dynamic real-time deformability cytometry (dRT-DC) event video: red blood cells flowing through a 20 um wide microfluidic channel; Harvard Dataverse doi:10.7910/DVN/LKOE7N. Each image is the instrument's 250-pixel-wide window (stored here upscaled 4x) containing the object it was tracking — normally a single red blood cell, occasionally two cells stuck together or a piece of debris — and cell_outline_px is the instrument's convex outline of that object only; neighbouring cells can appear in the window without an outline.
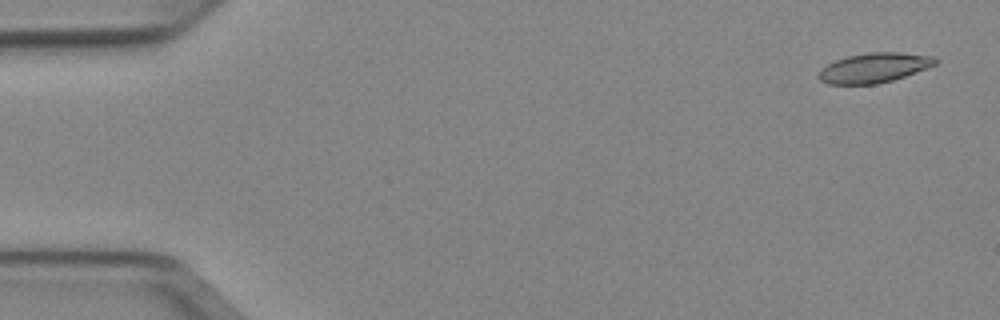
{"species": "Egyptian fruit bat (a non-hibernating species)", "species_latin": "Rousettus aegyptiacus", "temperature_condition": "cold", "stored_images_in_passage": 51, "camera_frame_rate_fps": 3000, "um_per_image_px": 0.085, "animal": {"sex": "female"}, "frame": {"image": 1, "passage_image": 2, "time_ms": 0.333, "image_size_px": [1000, 320], "cell_outline_px": [[936, 64], [928, 68], [892, 80], [876, 84], [828, 84], [820, 80], [816, 76], [820, 68], [836, 60], [848, 56], [868, 52], [900, 52], [932, 56], [936, 60]], "centroid_in_image_um": [74.26, 5.76], "position_along_channel_um": 10.7, "area_um2": 20.17}}
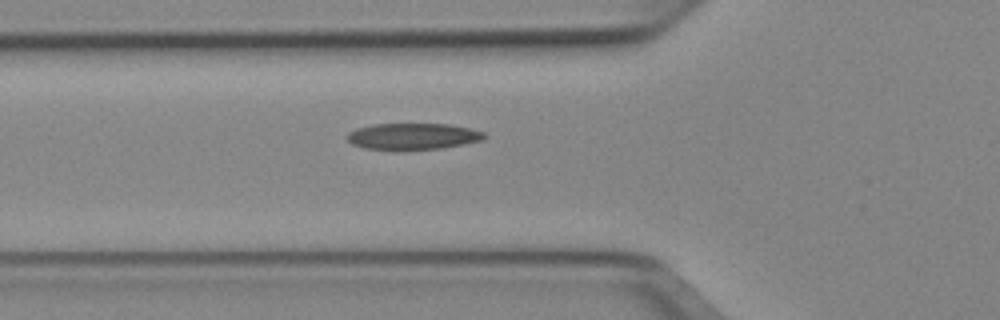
{"frame": {"image": 2, "passage_image": 18, "time_ms": 5.667, "image_size_px": [1000, 320], "cell_outline_px": [[488, 136], [484, 140], [464, 144], [440, 148], [364, 148], [352, 144], [344, 136], [348, 132], [372, 124], [448, 124], [468, 128], [484, 132]], "centroid_in_image_um": [35.12, 11.56], "position_along_channel_um": 90.7, "area_um2": 20.58}}
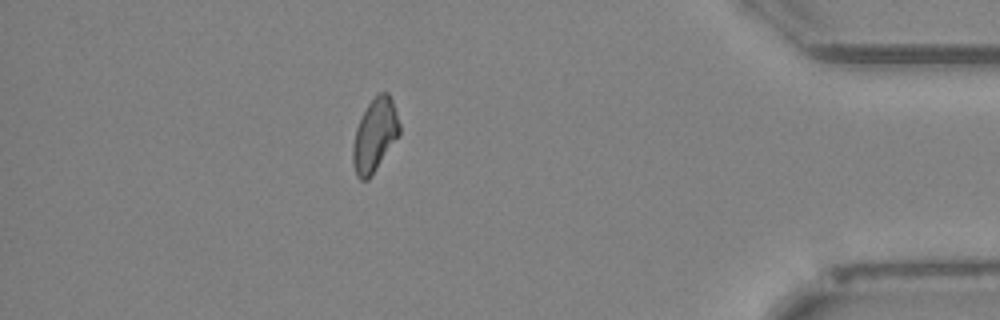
{"frame": {"image": 3, "passage_image": 45, "time_ms": 14.667, "image_size_px": [1000, 320], "cell_outline_px": [[400, 136], [368, 180], [360, 180], [356, 176], [352, 164], [352, 148], [356, 128], [368, 104], [380, 92], [388, 92], [392, 100], [400, 124]], "centroid_in_image_um": [31.86, 11.53], "position_along_channel_um": 403.3, "area_um2": 19.88}, "authors_computed_cell_mechanics": {"area_um2": 20.3456, "velocity_mm_per_s": 3.9433, "shape_relaxation_time_tau1_ms": 9.5263, "shape_relaxation_time_tau2_ms": 8.3568, "deformation_change_tau1": 0.1952, "deformation_change_tau2": 0.1791}}